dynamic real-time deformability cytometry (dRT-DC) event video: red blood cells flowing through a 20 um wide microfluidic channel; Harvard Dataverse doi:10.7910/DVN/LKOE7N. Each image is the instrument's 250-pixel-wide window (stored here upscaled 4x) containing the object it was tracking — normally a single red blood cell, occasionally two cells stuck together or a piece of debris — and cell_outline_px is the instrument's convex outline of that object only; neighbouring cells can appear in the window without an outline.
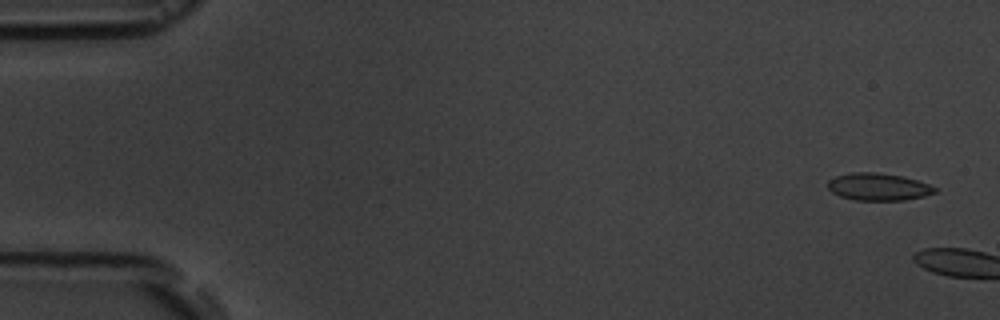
{"species": "common noctule bat (a hibernating species)", "species_latin": "Nyctalus noctula", "temperature_condition": "room temperature", "stored_images_in_passage": 5, "camera_frame_rate_fps": 3000, "um_per_image_px": 0.085, "animal": {"sex": "male", "body_mass_g": 19.5, "forearm_length_mm": 54.6}, "frame": {"image": 1, "passage_image": 1, "time_ms": 0.0, "image_size_px": [1000, 320], "cell_outline_px": [[936, 192], [924, 196], [904, 200], [856, 200], [840, 196], [832, 192], [828, 188], [828, 180], [836, 176], [852, 172], [876, 172], [904, 176], [928, 184], [936, 188]], "centroid_in_image_um": [74.65, 15.87], "position_along_channel_um": 10.4, "area_um2": 16.99}}